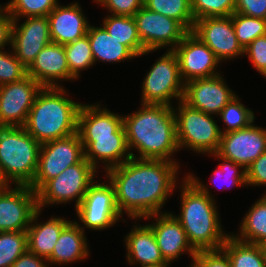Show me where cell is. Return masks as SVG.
<instances>
[{
    "instance_id": "cell-1",
    "label": "cell",
    "mask_w": 266,
    "mask_h": 267,
    "mask_svg": "<svg viewBox=\"0 0 266 267\" xmlns=\"http://www.w3.org/2000/svg\"><path fill=\"white\" fill-rule=\"evenodd\" d=\"M180 164L167 160L131 157L123 164L108 169L107 181L115 189L120 214L129 219H140L163 213L161 209L173 194ZM109 179V180H108ZM124 211V213H123Z\"/></svg>"
},
{
    "instance_id": "cell-2",
    "label": "cell",
    "mask_w": 266,
    "mask_h": 267,
    "mask_svg": "<svg viewBox=\"0 0 266 267\" xmlns=\"http://www.w3.org/2000/svg\"><path fill=\"white\" fill-rule=\"evenodd\" d=\"M134 113L123 116L129 151L133 158L175 161L179 152L173 106L140 104ZM138 152L137 156L131 150ZM173 157V158H172Z\"/></svg>"
},
{
    "instance_id": "cell-3",
    "label": "cell",
    "mask_w": 266,
    "mask_h": 267,
    "mask_svg": "<svg viewBox=\"0 0 266 267\" xmlns=\"http://www.w3.org/2000/svg\"><path fill=\"white\" fill-rule=\"evenodd\" d=\"M181 182V210L179 215L172 214L185 230L189 243L196 252L221 249L230 233L222 228L209 186L189 172Z\"/></svg>"
},
{
    "instance_id": "cell-4",
    "label": "cell",
    "mask_w": 266,
    "mask_h": 267,
    "mask_svg": "<svg viewBox=\"0 0 266 267\" xmlns=\"http://www.w3.org/2000/svg\"><path fill=\"white\" fill-rule=\"evenodd\" d=\"M67 91L63 86L43 87L37 94L23 127L40 144L77 133L82 103L69 99Z\"/></svg>"
},
{
    "instance_id": "cell-5",
    "label": "cell",
    "mask_w": 266,
    "mask_h": 267,
    "mask_svg": "<svg viewBox=\"0 0 266 267\" xmlns=\"http://www.w3.org/2000/svg\"><path fill=\"white\" fill-rule=\"evenodd\" d=\"M41 144L23 126H0V165L13 185H30L35 177Z\"/></svg>"
},
{
    "instance_id": "cell-6",
    "label": "cell",
    "mask_w": 266,
    "mask_h": 267,
    "mask_svg": "<svg viewBox=\"0 0 266 267\" xmlns=\"http://www.w3.org/2000/svg\"><path fill=\"white\" fill-rule=\"evenodd\" d=\"M174 108L179 149L188 148L196 154L209 155L218 151L221 132L214 115L190 107L183 100Z\"/></svg>"
},
{
    "instance_id": "cell-7",
    "label": "cell",
    "mask_w": 266,
    "mask_h": 267,
    "mask_svg": "<svg viewBox=\"0 0 266 267\" xmlns=\"http://www.w3.org/2000/svg\"><path fill=\"white\" fill-rule=\"evenodd\" d=\"M141 104L172 106V100H183V81L177 56L167 50L152 65L141 84Z\"/></svg>"
},
{
    "instance_id": "cell-8",
    "label": "cell",
    "mask_w": 266,
    "mask_h": 267,
    "mask_svg": "<svg viewBox=\"0 0 266 267\" xmlns=\"http://www.w3.org/2000/svg\"><path fill=\"white\" fill-rule=\"evenodd\" d=\"M96 175L97 170L85 158L80 163L69 166L36 192L38 209L43 210L46 206L66 204L74 200L77 208Z\"/></svg>"
},
{
    "instance_id": "cell-9",
    "label": "cell",
    "mask_w": 266,
    "mask_h": 267,
    "mask_svg": "<svg viewBox=\"0 0 266 267\" xmlns=\"http://www.w3.org/2000/svg\"><path fill=\"white\" fill-rule=\"evenodd\" d=\"M76 210L80 228L92 229L96 231L105 230L114 226L120 220L115 189L109 182L98 183L96 180L89 186L87 192Z\"/></svg>"
},
{
    "instance_id": "cell-10",
    "label": "cell",
    "mask_w": 266,
    "mask_h": 267,
    "mask_svg": "<svg viewBox=\"0 0 266 267\" xmlns=\"http://www.w3.org/2000/svg\"><path fill=\"white\" fill-rule=\"evenodd\" d=\"M84 158V147L78 133L41 144L37 171L29 186L37 192L47 181Z\"/></svg>"
},
{
    "instance_id": "cell-11",
    "label": "cell",
    "mask_w": 266,
    "mask_h": 267,
    "mask_svg": "<svg viewBox=\"0 0 266 267\" xmlns=\"http://www.w3.org/2000/svg\"><path fill=\"white\" fill-rule=\"evenodd\" d=\"M133 17L145 51L173 50L188 33L178 21L144 6Z\"/></svg>"
},
{
    "instance_id": "cell-12",
    "label": "cell",
    "mask_w": 266,
    "mask_h": 267,
    "mask_svg": "<svg viewBox=\"0 0 266 267\" xmlns=\"http://www.w3.org/2000/svg\"><path fill=\"white\" fill-rule=\"evenodd\" d=\"M43 87L27 75L0 86V126H24L35 98Z\"/></svg>"
},
{
    "instance_id": "cell-13",
    "label": "cell",
    "mask_w": 266,
    "mask_h": 267,
    "mask_svg": "<svg viewBox=\"0 0 266 267\" xmlns=\"http://www.w3.org/2000/svg\"><path fill=\"white\" fill-rule=\"evenodd\" d=\"M191 32L214 52L220 62L244 56V49L237 41L232 15L196 20Z\"/></svg>"
},
{
    "instance_id": "cell-14",
    "label": "cell",
    "mask_w": 266,
    "mask_h": 267,
    "mask_svg": "<svg viewBox=\"0 0 266 267\" xmlns=\"http://www.w3.org/2000/svg\"><path fill=\"white\" fill-rule=\"evenodd\" d=\"M178 62L180 74L186 83L197 78H209L219 73L220 61L214 52L197 36L189 31L173 49Z\"/></svg>"
},
{
    "instance_id": "cell-15",
    "label": "cell",
    "mask_w": 266,
    "mask_h": 267,
    "mask_svg": "<svg viewBox=\"0 0 266 267\" xmlns=\"http://www.w3.org/2000/svg\"><path fill=\"white\" fill-rule=\"evenodd\" d=\"M37 210L36 192L28 185L0 192V232L27 231Z\"/></svg>"
},
{
    "instance_id": "cell-16",
    "label": "cell",
    "mask_w": 266,
    "mask_h": 267,
    "mask_svg": "<svg viewBox=\"0 0 266 267\" xmlns=\"http://www.w3.org/2000/svg\"><path fill=\"white\" fill-rule=\"evenodd\" d=\"M265 151L266 128L253 122L246 128L222 134L216 153L246 170Z\"/></svg>"
},
{
    "instance_id": "cell-17",
    "label": "cell",
    "mask_w": 266,
    "mask_h": 267,
    "mask_svg": "<svg viewBox=\"0 0 266 267\" xmlns=\"http://www.w3.org/2000/svg\"><path fill=\"white\" fill-rule=\"evenodd\" d=\"M24 18L26 19L22 24H20L18 19L13 20L10 49L28 69L36 59V56L52 40L47 16Z\"/></svg>"
},
{
    "instance_id": "cell-18",
    "label": "cell",
    "mask_w": 266,
    "mask_h": 267,
    "mask_svg": "<svg viewBox=\"0 0 266 267\" xmlns=\"http://www.w3.org/2000/svg\"><path fill=\"white\" fill-rule=\"evenodd\" d=\"M237 94L227 86L222 74L185 83L183 101L207 114L218 115Z\"/></svg>"
},
{
    "instance_id": "cell-19",
    "label": "cell",
    "mask_w": 266,
    "mask_h": 267,
    "mask_svg": "<svg viewBox=\"0 0 266 267\" xmlns=\"http://www.w3.org/2000/svg\"><path fill=\"white\" fill-rule=\"evenodd\" d=\"M154 218L155 222L148 224L154 233L157 245L162 257L167 263H173L184 253H188L192 260L196 251L188 241L185 230L172 212L158 213L147 216L143 219Z\"/></svg>"
},
{
    "instance_id": "cell-20",
    "label": "cell",
    "mask_w": 266,
    "mask_h": 267,
    "mask_svg": "<svg viewBox=\"0 0 266 267\" xmlns=\"http://www.w3.org/2000/svg\"><path fill=\"white\" fill-rule=\"evenodd\" d=\"M84 147V157L97 170L100 162L104 163L105 171L119 166L130 159L124 125L112 136L80 137Z\"/></svg>"
},
{
    "instance_id": "cell-21",
    "label": "cell",
    "mask_w": 266,
    "mask_h": 267,
    "mask_svg": "<svg viewBox=\"0 0 266 267\" xmlns=\"http://www.w3.org/2000/svg\"><path fill=\"white\" fill-rule=\"evenodd\" d=\"M27 75L42 87H61L59 81L76 80L68 68L64 45L54 42L46 45L36 56L34 62L27 69Z\"/></svg>"
},
{
    "instance_id": "cell-22",
    "label": "cell",
    "mask_w": 266,
    "mask_h": 267,
    "mask_svg": "<svg viewBox=\"0 0 266 267\" xmlns=\"http://www.w3.org/2000/svg\"><path fill=\"white\" fill-rule=\"evenodd\" d=\"M79 2L59 3L47 16L52 42L66 45L87 35L90 26Z\"/></svg>"
},
{
    "instance_id": "cell-23",
    "label": "cell",
    "mask_w": 266,
    "mask_h": 267,
    "mask_svg": "<svg viewBox=\"0 0 266 267\" xmlns=\"http://www.w3.org/2000/svg\"><path fill=\"white\" fill-rule=\"evenodd\" d=\"M42 210L38 209L27 228V251L48 260L62 230L71 222L67 218L51 216L45 222H38Z\"/></svg>"
},
{
    "instance_id": "cell-24",
    "label": "cell",
    "mask_w": 266,
    "mask_h": 267,
    "mask_svg": "<svg viewBox=\"0 0 266 267\" xmlns=\"http://www.w3.org/2000/svg\"><path fill=\"white\" fill-rule=\"evenodd\" d=\"M100 105H81L77 124L79 137L112 136L123 125V115L111 112L107 107Z\"/></svg>"
},
{
    "instance_id": "cell-25",
    "label": "cell",
    "mask_w": 266,
    "mask_h": 267,
    "mask_svg": "<svg viewBox=\"0 0 266 267\" xmlns=\"http://www.w3.org/2000/svg\"><path fill=\"white\" fill-rule=\"evenodd\" d=\"M124 241L127 263L131 265L170 264L162 257L153 230L148 223L133 225Z\"/></svg>"
},
{
    "instance_id": "cell-26",
    "label": "cell",
    "mask_w": 266,
    "mask_h": 267,
    "mask_svg": "<svg viewBox=\"0 0 266 267\" xmlns=\"http://www.w3.org/2000/svg\"><path fill=\"white\" fill-rule=\"evenodd\" d=\"M85 231L79 225L71 222L62 230L54 245L48 264L69 265L84 260L90 255Z\"/></svg>"
},
{
    "instance_id": "cell-27",
    "label": "cell",
    "mask_w": 266,
    "mask_h": 267,
    "mask_svg": "<svg viewBox=\"0 0 266 267\" xmlns=\"http://www.w3.org/2000/svg\"><path fill=\"white\" fill-rule=\"evenodd\" d=\"M87 36L95 65L97 61L120 63L137 57L127 46L120 44V41L111 37L102 26L96 27L90 24Z\"/></svg>"
},
{
    "instance_id": "cell-28",
    "label": "cell",
    "mask_w": 266,
    "mask_h": 267,
    "mask_svg": "<svg viewBox=\"0 0 266 267\" xmlns=\"http://www.w3.org/2000/svg\"><path fill=\"white\" fill-rule=\"evenodd\" d=\"M101 26L120 44L127 46L137 57L154 51H145L133 16L107 15Z\"/></svg>"
},
{
    "instance_id": "cell-29",
    "label": "cell",
    "mask_w": 266,
    "mask_h": 267,
    "mask_svg": "<svg viewBox=\"0 0 266 267\" xmlns=\"http://www.w3.org/2000/svg\"><path fill=\"white\" fill-rule=\"evenodd\" d=\"M239 233H232L238 240L246 243L266 244V195L257 200L243 217Z\"/></svg>"
},
{
    "instance_id": "cell-30",
    "label": "cell",
    "mask_w": 266,
    "mask_h": 267,
    "mask_svg": "<svg viewBox=\"0 0 266 267\" xmlns=\"http://www.w3.org/2000/svg\"><path fill=\"white\" fill-rule=\"evenodd\" d=\"M221 249L227 254L231 267H266L263 245L242 242L230 234Z\"/></svg>"
},
{
    "instance_id": "cell-31",
    "label": "cell",
    "mask_w": 266,
    "mask_h": 267,
    "mask_svg": "<svg viewBox=\"0 0 266 267\" xmlns=\"http://www.w3.org/2000/svg\"><path fill=\"white\" fill-rule=\"evenodd\" d=\"M143 6L178 21L188 32L193 29L191 0H144Z\"/></svg>"
},
{
    "instance_id": "cell-32",
    "label": "cell",
    "mask_w": 266,
    "mask_h": 267,
    "mask_svg": "<svg viewBox=\"0 0 266 267\" xmlns=\"http://www.w3.org/2000/svg\"><path fill=\"white\" fill-rule=\"evenodd\" d=\"M240 101L236 95L217 115L226 126L223 130L220 129L221 134L246 128L255 122L254 111L245 107Z\"/></svg>"
},
{
    "instance_id": "cell-33",
    "label": "cell",
    "mask_w": 266,
    "mask_h": 267,
    "mask_svg": "<svg viewBox=\"0 0 266 267\" xmlns=\"http://www.w3.org/2000/svg\"><path fill=\"white\" fill-rule=\"evenodd\" d=\"M68 68L70 73L79 78L80 72L95 65L89 38L85 35L83 38L64 45Z\"/></svg>"
},
{
    "instance_id": "cell-34",
    "label": "cell",
    "mask_w": 266,
    "mask_h": 267,
    "mask_svg": "<svg viewBox=\"0 0 266 267\" xmlns=\"http://www.w3.org/2000/svg\"><path fill=\"white\" fill-rule=\"evenodd\" d=\"M27 251V231L0 232V267H11Z\"/></svg>"
},
{
    "instance_id": "cell-35",
    "label": "cell",
    "mask_w": 266,
    "mask_h": 267,
    "mask_svg": "<svg viewBox=\"0 0 266 267\" xmlns=\"http://www.w3.org/2000/svg\"><path fill=\"white\" fill-rule=\"evenodd\" d=\"M232 23L238 43L244 49L258 37L266 35V20L243 15L232 14Z\"/></svg>"
},
{
    "instance_id": "cell-36",
    "label": "cell",
    "mask_w": 266,
    "mask_h": 267,
    "mask_svg": "<svg viewBox=\"0 0 266 267\" xmlns=\"http://www.w3.org/2000/svg\"><path fill=\"white\" fill-rule=\"evenodd\" d=\"M58 4V0H10L4 8L20 21L24 17L48 16Z\"/></svg>"
},
{
    "instance_id": "cell-37",
    "label": "cell",
    "mask_w": 266,
    "mask_h": 267,
    "mask_svg": "<svg viewBox=\"0 0 266 267\" xmlns=\"http://www.w3.org/2000/svg\"><path fill=\"white\" fill-rule=\"evenodd\" d=\"M194 20L207 17H227L235 12V0H191Z\"/></svg>"
},
{
    "instance_id": "cell-38",
    "label": "cell",
    "mask_w": 266,
    "mask_h": 267,
    "mask_svg": "<svg viewBox=\"0 0 266 267\" xmlns=\"http://www.w3.org/2000/svg\"><path fill=\"white\" fill-rule=\"evenodd\" d=\"M215 156V158H218L222 163L218 164L217 169H215L212 172V176L215 179V182L218 183V180H222L225 184V188L231 187H238V186H247L246 183V170L237 163H234L232 160L225 159L221 156H219L217 153L209 154V156ZM240 169V171H239ZM219 180V181H220ZM229 182V183H228ZM216 184V183H215ZM221 184V183H220ZM223 185V184H222ZM224 185L222 188H224ZM216 187V186H214ZM218 187V186H217ZM221 188V187H220Z\"/></svg>"
},
{
    "instance_id": "cell-39",
    "label": "cell",
    "mask_w": 266,
    "mask_h": 267,
    "mask_svg": "<svg viewBox=\"0 0 266 267\" xmlns=\"http://www.w3.org/2000/svg\"><path fill=\"white\" fill-rule=\"evenodd\" d=\"M27 76V68L17 59L12 49H0V86L17 82Z\"/></svg>"
},
{
    "instance_id": "cell-40",
    "label": "cell",
    "mask_w": 266,
    "mask_h": 267,
    "mask_svg": "<svg viewBox=\"0 0 266 267\" xmlns=\"http://www.w3.org/2000/svg\"><path fill=\"white\" fill-rule=\"evenodd\" d=\"M244 55L248 57L260 75L266 78V35L256 38L245 47Z\"/></svg>"
},
{
    "instance_id": "cell-41",
    "label": "cell",
    "mask_w": 266,
    "mask_h": 267,
    "mask_svg": "<svg viewBox=\"0 0 266 267\" xmlns=\"http://www.w3.org/2000/svg\"><path fill=\"white\" fill-rule=\"evenodd\" d=\"M144 0H93L97 5L110 12L112 15L134 16L135 13L143 6Z\"/></svg>"
},
{
    "instance_id": "cell-42",
    "label": "cell",
    "mask_w": 266,
    "mask_h": 267,
    "mask_svg": "<svg viewBox=\"0 0 266 267\" xmlns=\"http://www.w3.org/2000/svg\"><path fill=\"white\" fill-rule=\"evenodd\" d=\"M246 183L247 187L266 186V151L246 169Z\"/></svg>"
},
{
    "instance_id": "cell-43",
    "label": "cell",
    "mask_w": 266,
    "mask_h": 267,
    "mask_svg": "<svg viewBox=\"0 0 266 267\" xmlns=\"http://www.w3.org/2000/svg\"><path fill=\"white\" fill-rule=\"evenodd\" d=\"M194 260L201 267H231L229 258L222 249L197 251Z\"/></svg>"
},
{
    "instance_id": "cell-44",
    "label": "cell",
    "mask_w": 266,
    "mask_h": 267,
    "mask_svg": "<svg viewBox=\"0 0 266 267\" xmlns=\"http://www.w3.org/2000/svg\"><path fill=\"white\" fill-rule=\"evenodd\" d=\"M235 13L266 20V0H235Z\"/></svg>"
},
{
    "instance_id": "cell-45",
    "label": "cell",
    "mask_w": 266,
    "mask_h": 267,
    "mask_svg": "<svg viewBox=\"0 0 266 267\" xmlns=\"http://www.w3.org/2000/svg\"><path fill=\"white\" fill-rule=\"evenodd\" d=\"M13 20L5 8L0 11V49H5L8 45L11 48Z\"/></svg>"
},
{
    "instance_id": "cell-46",
    "label": "cell",
    "mask_w": 266,
    "mask_h": 267,
    "mask_svg": "<svg viewBox=\"0 0 266 267\" xmlns=\"http://www.w3.org/2000/svg\"><path fill=\"white\" fill-rule=\"evenodd\" d=\"M47 260L38 257L36 254L26 251L22 254L11 267H49Z\"/></svg>"
},
{
    "instance_id": "cell-47",
    "label": "cell",
    "mask_w": 266,
    "mask_h": 267,
    "mask_svg": "<svg viewBox=\"0 0 266 267\" xmlns=\"http://www.w3.org/2000/svg\"><path fill=\"white\" fill-rule=\"evenodd\" d=\"M10 186L12 185L10 181L5 177L2 167L0 165V192L8 190Z\"/></svg>"
},
{
    "instance_id": "cell-48",
    "label": "cell",
    "mask_w": 266,
    "mask_h": 267,
    "mask_svg": "<svg viewBox=\"0 0 266 267\" xmlns=\"http://www.w3.org/2000/svg\"><path fill=\"white\" fill-rule=\"evenodd\" d=\"M170 264H146V265H139V267H169Z\"/></svg>"
},
{
    "instance_id": "cell-49",
    "label": "cell",
    "mask_w": 266,
    "mask_h": 267,
    "mask_svg": "<svg viewBox=\"0 0 266 267\" xmlns=\"http://www.w3.org/2000/svg\"><path fill=\"white\" fill-rule=\"evenodd\" d=\"M188 267H201L195 260H192L190 266Z\"/></svg>"
},
{
    "instance_id": "cell-50",
    "label": "cell",
    "mask_w": 266,
    "mask_h": 267,
    "mask_svg": "<svg viewBox=\"0 0 266 267\" xmlns=\"http://www.w3.org/2000/svg\"><path fill=\"white\" fill-rule=\"evenodd\" d=\"M4 8V4H0V11Z\"/></svg>"
}]
</instances>
